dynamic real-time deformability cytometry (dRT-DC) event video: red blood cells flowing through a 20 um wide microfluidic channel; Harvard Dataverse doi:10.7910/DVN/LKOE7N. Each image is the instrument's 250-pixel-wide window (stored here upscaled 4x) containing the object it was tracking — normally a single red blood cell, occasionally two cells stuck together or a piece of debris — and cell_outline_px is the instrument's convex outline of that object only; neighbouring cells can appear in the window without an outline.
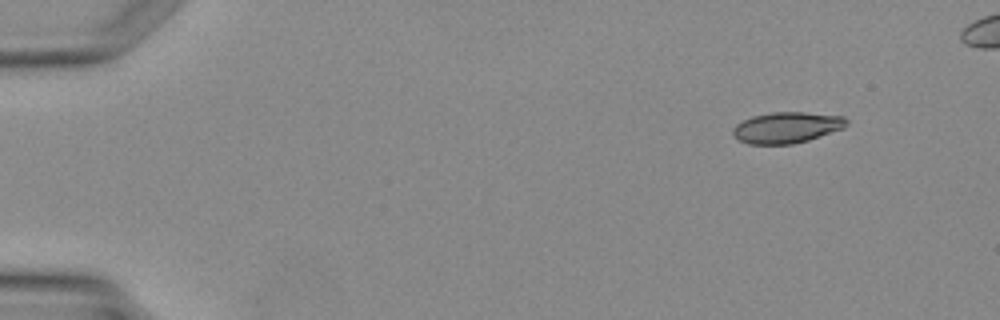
{"species": "Egyptian fruit bat (a non-hibernating species)", "species_latin": "Rousettus aegyptiacus", "temperature_condition": "warm", "stored_images_in_passage": 4, "camera_frame_rate_fps": 3000, "um_per_image_px": 0.085, "animal": {"sex": "female"}, "frame": {"image": 1, "passage_image": 1, "time_ms": 0.0, "image_size_px": [1000, 320], "cell_outline_px": [[848, 124], [844, 128], [808, 140], [792, 144], [748, 144], [740, 140], [732, 132], [732, 128], [736, 124], [752, 116], [772, 112], [804, 112], [844, 116], [848, 120]], "centroid_in_image_um": [66.89, 10.83], "position_along_channel_um": 18.1, "area_um2": 20.52}}